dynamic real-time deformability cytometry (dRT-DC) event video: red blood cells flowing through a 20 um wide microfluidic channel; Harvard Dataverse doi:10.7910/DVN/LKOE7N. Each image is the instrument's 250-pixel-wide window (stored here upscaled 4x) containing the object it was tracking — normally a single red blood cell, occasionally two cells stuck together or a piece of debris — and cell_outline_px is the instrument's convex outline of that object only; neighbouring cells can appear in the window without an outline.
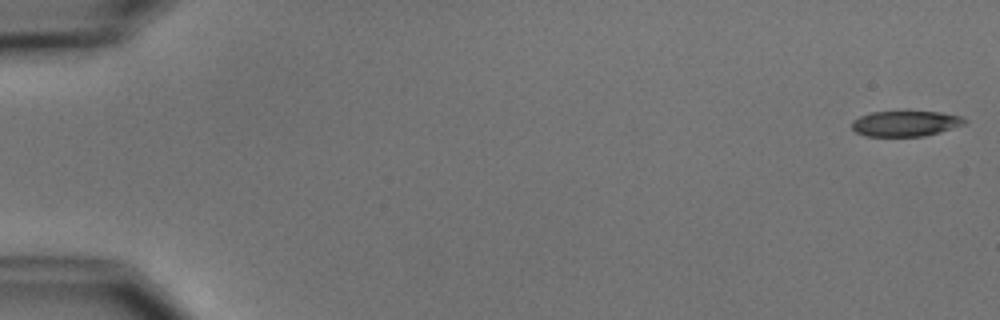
{"species": "common noctule bat (a hibernating species)", "species_latin": "Nyctalus noctula", "temperature_condition": "cold", "stored_images_in_passage": 54, "camera_frame_rate_fps": 3000, "um_per_image_px": 0.085, "animal": {"sex": "male", "body_mass_g": 15.6}, "frame": {"image": 1, "passage_image": 1, "time_ms": 0.0, "image_size_px": [1000, 320], "cell_outline_px": [[968, 120], [964, 124], [940, 132], [924, 136], [864, 136], [856, 132], [852, 128], [852, 120], [860, 116], [872, 112], [908, 108], [940, 112], [964, 116]], "centroid_in_image_um": [76.99, 10.44], "position_along_channel_um": 8.0, "area_um2": 17.74}}
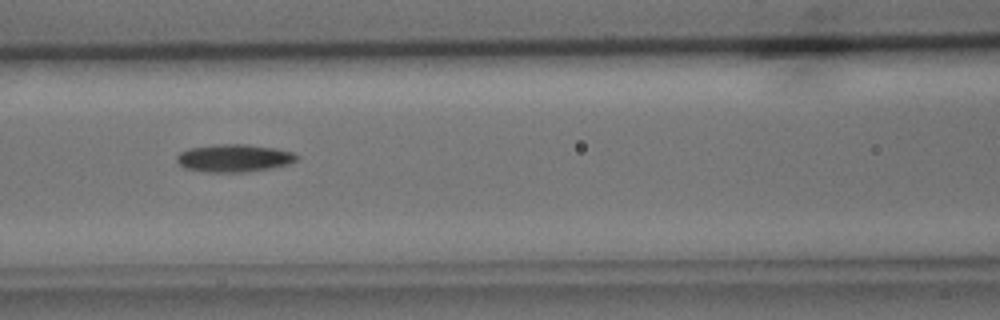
{"frame": {"image": 2, "passage_image": 24, "time_ms": 7.667, "image_size_px": [1000, 320], "cell_outline_px": [[300, 156], [296, 160], [288, 164], [268, 168], [244, 172], [208, 172], [184, 168], [176, 160], [176, 156], [180, 152], [188, 148], [216, 144], [248, 144], [276, 148], [292, 152]], "centroid_in_image_um": [19.87, 13.42], "position_along_channel_um": 146.7, "area_um2": 19.36}}
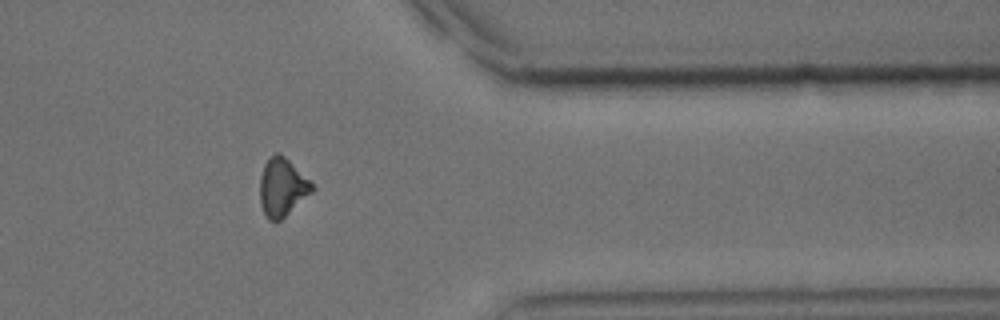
{"frame": {"image": 3, "passage_image": 44, "time_ms": 14.333, "image_size_px": [1000, 320], "cell_outline_px": [[316, 188], [312, 192], [280, 220], [268, 220], [260, 204], [260, 176], [264, 164], [276, 152], [280, 152]], "centroid_in_image_um": [23.96, 15.92], "position_along_channel_um": 387.4, "area_um2": 17.22}, "authors_computed_cell_mechanics": {"area_um2": 18.2648, "velocity_mm_per_s": 3.7791, "shape_relaxation_time_tau1_ms": 4.1742, "shape_relaxation_time_tau2_ms": null, "deformation_change_tau1": 0.1179, "deformation_change_tau2": null}}